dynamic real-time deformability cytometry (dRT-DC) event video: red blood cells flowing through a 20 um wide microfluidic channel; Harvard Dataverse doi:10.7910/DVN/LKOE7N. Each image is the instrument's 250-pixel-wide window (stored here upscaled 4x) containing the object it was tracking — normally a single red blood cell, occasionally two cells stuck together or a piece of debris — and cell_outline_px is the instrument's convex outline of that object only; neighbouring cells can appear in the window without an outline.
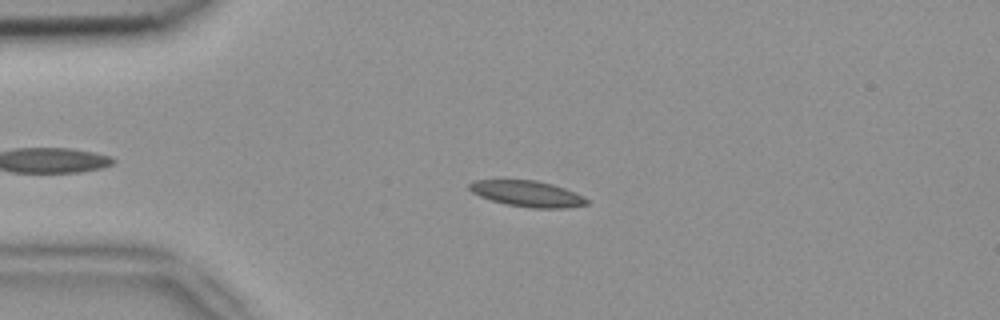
{"species": "common noctule bat (a hibernating species)", "species_latin": "Nyctalus noctula", "temperature_condition": "room temperature", "stored_images_in_passage": 3, "camera_frame_rate_fps": 3000, "um_per_image_px": 0.085, "animal": {"sex": "female", "body_mass_g": 18.4}, "frame": {"image": 1, "passage_image": 2, "time_ms": 0.333, "image_size_px": [1000, 320], "cell_outline_px": [[588, 204], [564, 208], [532, 208], [508, 204], [492, 200], [480, 196], [472, 192], [468, 188], [468, 184], [476, 180], [500, 176], [536, 180], [552, 184], [564, 188], [584, 196], [588, 200]], "centroid_in_image_um": [44.74, 16.4], "position_along_channel_um": 40.3, "area_um2": 18.44}}